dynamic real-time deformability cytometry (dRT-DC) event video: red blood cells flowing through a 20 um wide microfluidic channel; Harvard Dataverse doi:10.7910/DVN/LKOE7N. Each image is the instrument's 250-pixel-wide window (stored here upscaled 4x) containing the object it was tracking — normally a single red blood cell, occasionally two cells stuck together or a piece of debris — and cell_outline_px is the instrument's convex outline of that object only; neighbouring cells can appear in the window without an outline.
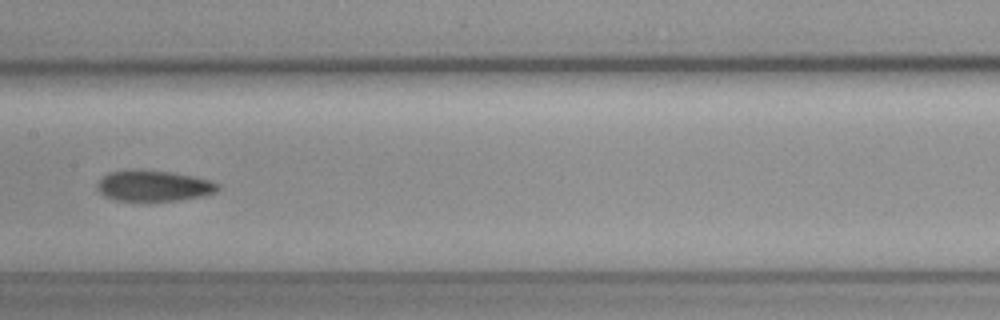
{"species": "common noctule bat (a hibernating species)", "species_latin": "Nyctalus noctula", "temperature_condition": "cold", "stored_images_in_passage": 15, "camera_frame_rate_fps": 3000, "um_per_image_px": 0.085, "animal": {"sex": "female", "body_mass_g": 19.3, "forearm_length_mm": 54.1}, "frame": {"image": 1, "passage_image": 7, "time_ms": 2.0, "image_size_px": [1000, 320], "cell_outline_px": [[220, 188], [216, 192], [204, 196], [180, 200], [116, 200], [104, 196], [96, 188], [96, 184], [108, 172], [172, 172], [212, 180], [220, 184]], "centroid_in_image_um": [13.14, 15.83], "position_along_channel_um": 194.3, "area_um2": 21.04}}
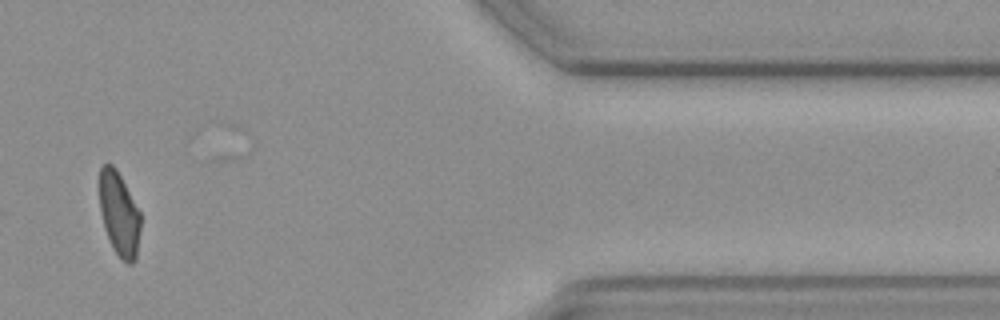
{"frame": {"image": 2, "passage_image": 13, "time_ms": 4.0, "image_size_px": [1000, 320], "cell_outline_px": [[140, 228], [136, 260], [132, 264], [128, 264], [112, 248], [104, 228], [100, 212], [100, 168], [104, 164], [112, 164], [116, 168], [140, 212]], "centroid_in_image_um": [10.13, 18.2], "position_along_channel_um": 401.3, "area_um2": 19.94}}